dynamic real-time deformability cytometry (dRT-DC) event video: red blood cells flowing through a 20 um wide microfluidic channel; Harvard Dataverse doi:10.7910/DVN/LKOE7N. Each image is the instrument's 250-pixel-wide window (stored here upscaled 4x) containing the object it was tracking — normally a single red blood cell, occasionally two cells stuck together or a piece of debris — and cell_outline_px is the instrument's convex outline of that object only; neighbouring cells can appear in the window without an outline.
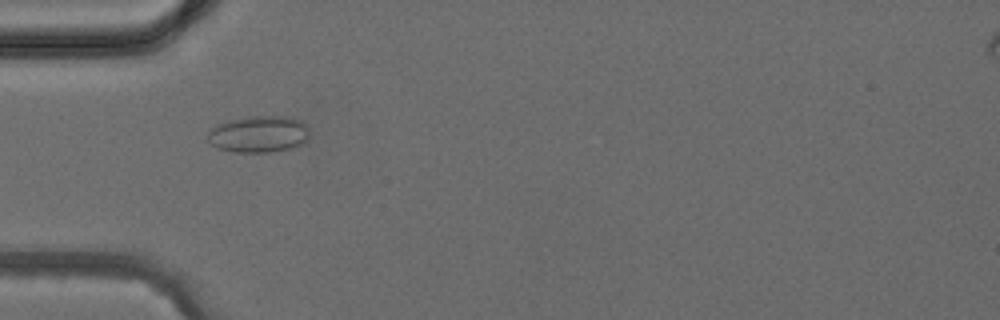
{"species": "common noctule bat (a hibernating species)", "species_latin": "Nyctalus noctula", "temperature_condition": "cold", "stored_images_in_passage": 5, "camera_frame_rate_fps": 3000, "um_per_image_px": 0.085, "animal": {"sex": "female", "body_mass_g": 24.6, "forearm_length_mm": 56.2}, "frame": {"image": 1, "passage_image": 4, "time_ms": 3.667, "image_size_px": [1000, 320], "cell_outline_px": [[308, 140], [292, 148], [268, 152], [232, 152], [216, 148], [208, 144], [208, 128], [216, 124], [228, 120], [252, 116], [292, 116], [304, 120], [308, 124]], "centroid_in_image_um": [21.98, 11.39], "position_along_channel_um": 63.0, "area_um2": 22.37}}